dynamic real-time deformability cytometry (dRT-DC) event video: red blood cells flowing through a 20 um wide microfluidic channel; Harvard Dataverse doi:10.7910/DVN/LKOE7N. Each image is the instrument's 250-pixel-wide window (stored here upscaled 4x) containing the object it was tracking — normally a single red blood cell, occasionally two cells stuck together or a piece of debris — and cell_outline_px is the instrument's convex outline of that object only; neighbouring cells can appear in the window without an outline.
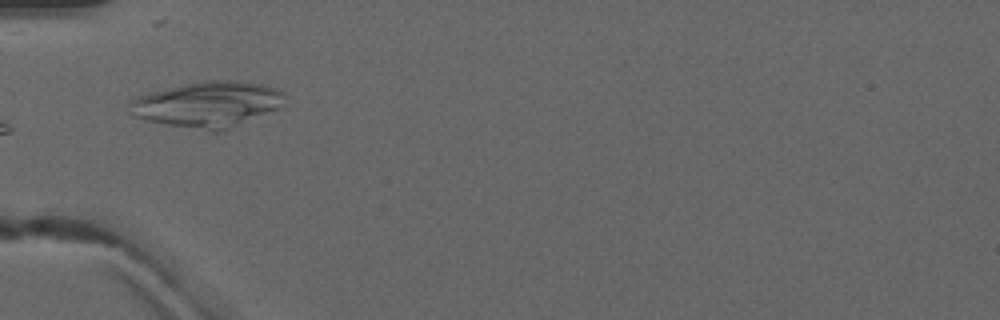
{"species": "common noctule bat (a hibernating species)", "species_latin": "Nyctalus noctula", "temperature_condition": "warm", "stored_images_in_passage": 5, "camera_frame_rate_fps": 3000, "um_per_image_px": 0.085, "animal": {"sex": "male", "forearm_length_mm": 52.5}, "frame": {"image": 1, "passage_image": 5, "time_ms": 5.333, "image_size_px": [1000, 320], "cell_outline_px": [[284, 92], [280, 108], [224, 132], [212, 132], [168, 124], [148, 120], [136, 116], [128, 112], [128, 104], [136, 96], [152, 92], [188, 84], [208, 80], [236, 80], [264, 84], [280, 88]], "centroid_in_image_um": [17.71, 8.88], "position_along_channel_um": 67.3, "area_um2": 41.33}}